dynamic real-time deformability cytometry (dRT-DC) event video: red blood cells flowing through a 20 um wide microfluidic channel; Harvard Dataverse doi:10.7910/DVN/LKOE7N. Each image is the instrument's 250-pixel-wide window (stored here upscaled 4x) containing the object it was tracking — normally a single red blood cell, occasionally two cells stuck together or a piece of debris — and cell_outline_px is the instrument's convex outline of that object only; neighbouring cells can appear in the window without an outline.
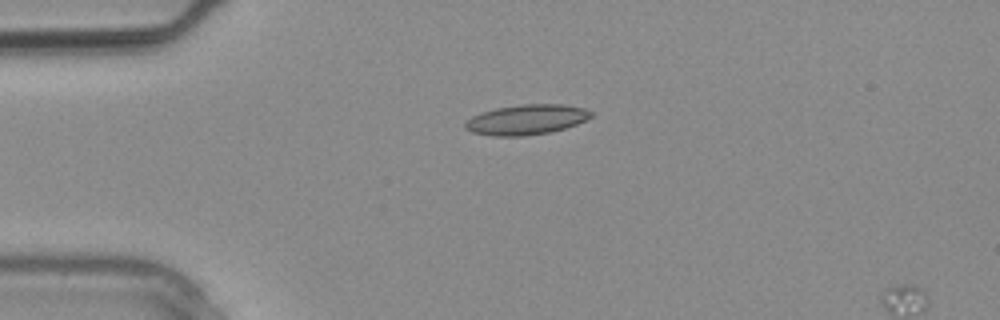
{"species": "common noctule bat (a hibernating species)", "species_latin": "Nyctalus noctula", "temperature_condition": "warm", "stored_images_in_passage": 3, "camera_frame_rate_fps": 3000, "um_per_image_px": 0.085, "animal": {"sex": "male", "body_mass_g": 20.4}, "frame": {"image": 1, "passage_image": 2, "time_ms": 0.333, "image_size_px": [1000, 320], "cell_outline_px": [[592, 116], [576, 124], [552, 132], [524, 136], [492, 136], [472, 132], [464, 128], [464, 124], [472, 116], [480, 112], [496, 108], [520, 104], [564, 104], [584, 108], [592, 112]], "centroid_in_image_um": [44.72, 10.17], "position_along_channel_um": 40.3, "area_um2": 22.14}}